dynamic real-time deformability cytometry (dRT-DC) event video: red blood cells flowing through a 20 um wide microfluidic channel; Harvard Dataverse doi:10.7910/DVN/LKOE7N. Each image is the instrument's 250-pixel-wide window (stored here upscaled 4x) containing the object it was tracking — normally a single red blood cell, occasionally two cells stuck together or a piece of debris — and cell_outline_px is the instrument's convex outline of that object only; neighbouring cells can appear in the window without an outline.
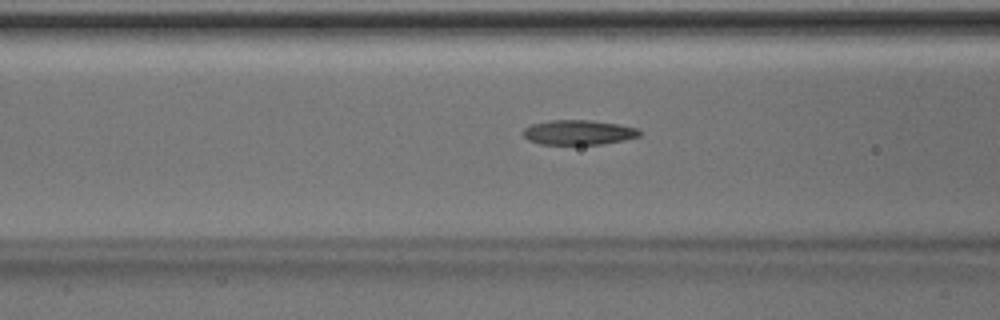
{"species": "Egyptian fruit bat (a non-hibernating species)", "species_latin": "Rousettus aegyptiacus", "temperature_condition": "room temperature", "stored_images_in_passage": 41, "camera_frame_rate_fps": 3000, "um_per_image_px": 0.085, "animal": {"sex": "male"}, "frame": {"image": 1, "passage_image": 20, "time_ms": 6.333, "image_size_px": [1000, 320], "cell_outline_px": [[640, 136], [624, 140], [604, 144], [540, 144], [528, 140], [520, 132], [524, 128], [532, 124], [548, 120], [592, 120], [620, 124], [636, 128], [640, 132]], "centroid_in_image_um": [49.14, 11.25], "position_along_channel_um": 117.5, "area_um2": 16.94}}
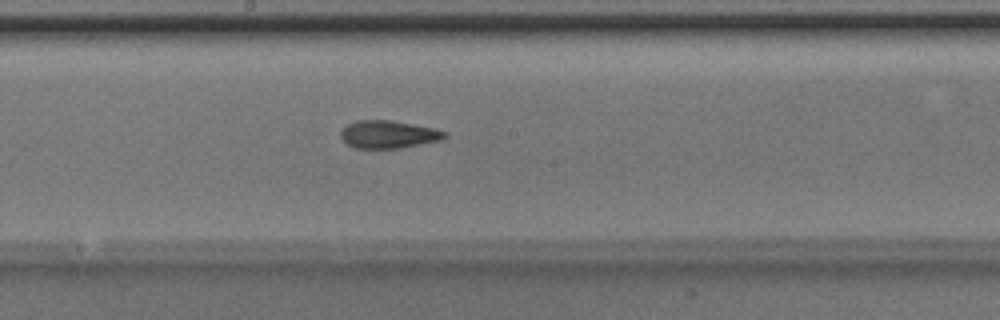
{"frame": {"image": 2, "passage_image": 27, "time_ms": 8.667, "image_size_px": [1000, 320], "cell_outline_px": [[448, 136], [444, 140], [400, 148], [352, 148], [340, 136], [340, 132], [348, 124], [356, 120], [388, 120], [436, 128], [448, 132]], "centroid_in_image_um": [33.07, 11.43], "position_along_channel_um": 215.1, "area_um2": 16.94}}
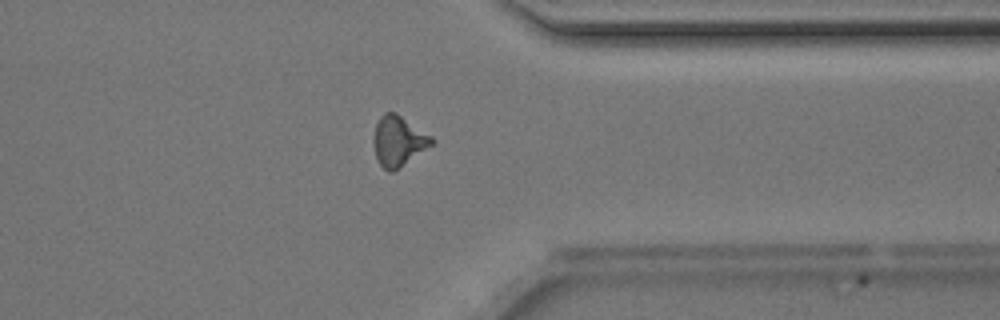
{"frame": {"image": 3, "passage_image": 39, "time_ms": 12.667, "image_size_px": [1000, 320], "cell_outline_px": [[436, 140], [432, 144], [392, 172], [388, 172], [376, 160], [372, 144], [372, 140], [376, 124], [380, 116], [384, 112], [396, 112], [432, 136]], "centroid_in_image_um": [33.82, 11.96], "position_along_channel_um": 377.6, "area_um2": 16.99}}